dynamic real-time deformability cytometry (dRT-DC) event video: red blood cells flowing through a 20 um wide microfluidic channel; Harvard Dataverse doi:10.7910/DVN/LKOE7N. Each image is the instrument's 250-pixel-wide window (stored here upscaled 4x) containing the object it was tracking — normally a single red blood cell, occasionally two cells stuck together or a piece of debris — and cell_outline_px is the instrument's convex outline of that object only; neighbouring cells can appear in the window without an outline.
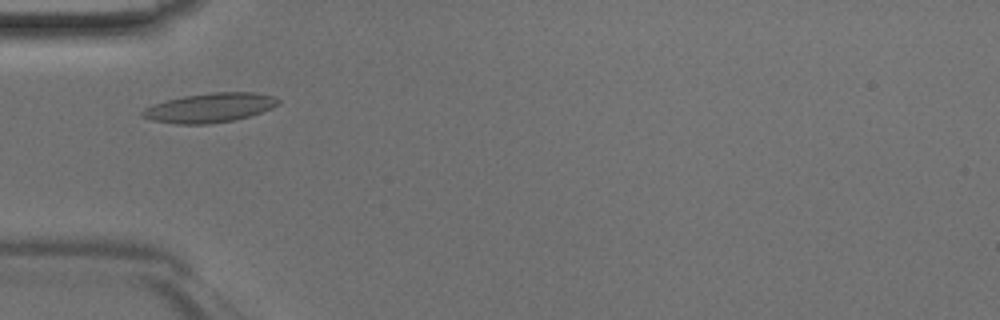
{"species": "Egyptian fruit bat (a non-hibernating species)", "species_latin": "Rousettus aegyptiacus", "temperature_condition": "room temperature", "stored_images_in_passage": 40, "camera_frame_rate_fps": 3000, "um_per_image_px": 0.085, "animal": {"sex": "male"}, "frame": {"image": 1, "passage_image": 9, "time_ms": 2.667, "image_size_px": [1000, 320], "cell_outline_px": [[280, 104], [272, 108], [248, 116], [232, 120], [208, 124], [176, 124], [152, 120], [140, 116], [140, 112], [144, 108], [152, 104], [164, 100], [184, 96], [212, 92], [252, 92], [272, 96], [280, 100]], "centroid_in_image_um": [17.78, 9.15], "position_along_channel_um": 67.2, "area_um2": 23.24}}
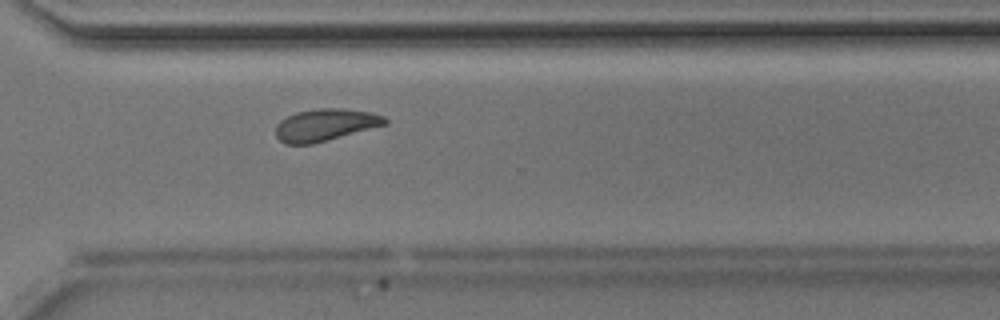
{"frame": {"image": 2, "passage_image": 28, "time_ms": 9.0, "image_size_px": [1000, 320], "cell_outline_px": [[388, 124], [312, 144], [284, 144], [276, 136], [276, 124], [280, 120], [296, 112], [316, 108], [340, 108], [372, 112], [384, 116], [388, 120]], "centroid_in_image_um": [27.65, 10.61], "position_along_channel_um": 342.9, "area_um2": 20.52}}
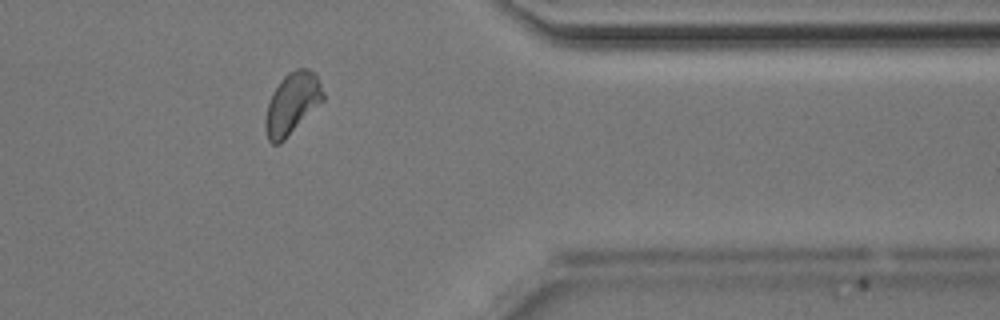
{"frame": {"image": 3, "passage_image": 32, "time_ms": 10.333, "image_size_px": [1000, 320], "cell_outline_px": [[324, 100], [280, 144], [272, 144], [268, 140], [264, 128], [264, 120], [268, 104], [272, 92], [280, 80], [288, 72], [296, 68], [308, 68], [316, 76], [324, 92]], "centroid_in_image_um": [24.8, 8.8], "position_along_channel_um": 386.6, "area_um2": 20.69}}